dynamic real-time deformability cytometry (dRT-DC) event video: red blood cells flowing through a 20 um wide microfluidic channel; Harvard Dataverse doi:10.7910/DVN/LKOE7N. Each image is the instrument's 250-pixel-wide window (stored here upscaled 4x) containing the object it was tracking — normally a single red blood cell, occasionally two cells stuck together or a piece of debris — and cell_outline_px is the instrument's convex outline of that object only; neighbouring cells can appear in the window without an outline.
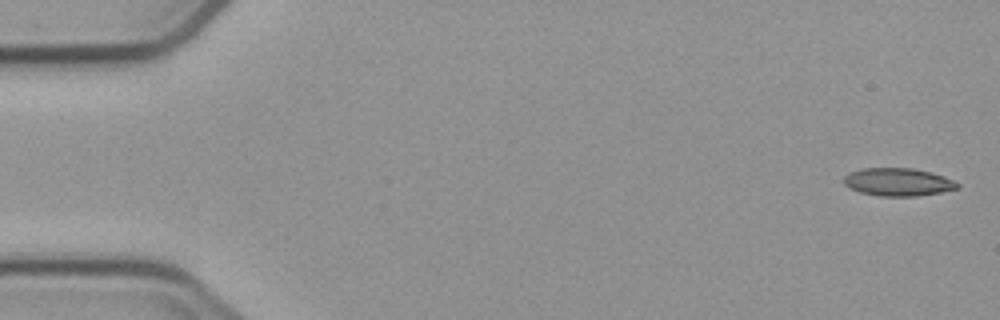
{"species": "common noctule bat (a hibernating species)", "species_latin": "Nyctalus noctula", "temperature_condition": "cold", "stored_images_in_passage": 4, "camera_frame_rate_fps": 3000, "um_per_image_px": 0.085, "animal": {"sex": "male", "body_mass_g": 23.1, "forearm_length_mm": 52.7}, "frame": {"image": 1, "passage_image": 1, "time_ms": 0.0, "image_size_px": [1000, 320], "cell_outline_px": [[960, 188], [940, 192], [916, 196], [880, 196], [860, 192], [844, 184], [844, 176], [848, 172], [860, 168], [912, 168], [932, 172], [944, 176], [960, 184]], "centroid_in_image_um": [76.33, 15.46], "position_along_channel_um": 8.7, "area_um2": 18.5}}